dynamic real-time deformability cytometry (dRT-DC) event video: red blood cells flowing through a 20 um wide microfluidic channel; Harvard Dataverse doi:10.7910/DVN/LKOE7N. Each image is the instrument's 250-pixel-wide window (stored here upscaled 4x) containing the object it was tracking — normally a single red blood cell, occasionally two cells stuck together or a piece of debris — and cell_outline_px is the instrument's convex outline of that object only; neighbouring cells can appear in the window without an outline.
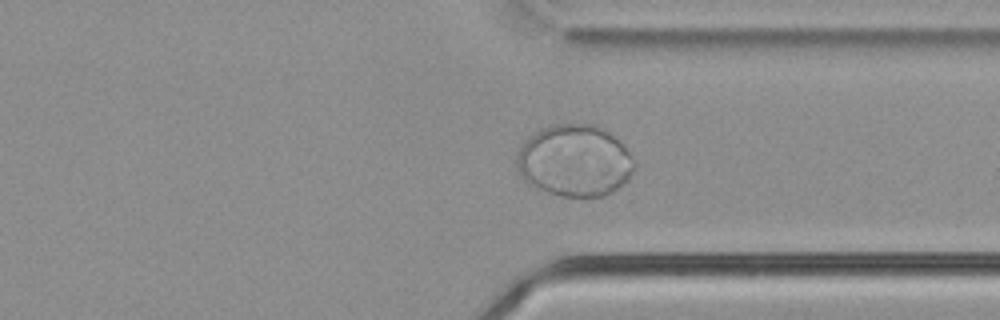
{"species": "common noctule bat (a hibernating species)", "species_latin": "Nyctalus noctula", "temperature_condition": "cold", "stored_images_in_passage": 48, "camera_frame_rate_fps": 3000, "um_per_image_px": 0.085, "animal": {"sex": "male", "body_mass_g": 21.5, "forearm_length_mm": 52.0}, "frame": {"image": 1, "passage_image": 44, "time_ms": 14.333, "image_size_px": [1000, 320], "cell_outline_px": [[636, 168], [628, 180], [624, 184], [604, 196], [560, 196], [548, 192], [528, 184], [520, 176], [516, 168], [516, 152], [524, 140], [528, 136], [540, 128], [556, 124], [592, 124], [608, 132], [632, 156], [636, 164]], "centroid_in_image_um": [48.8, 13.66], "position_along_channel_um": 362.6, "area_um2": 49.36}}